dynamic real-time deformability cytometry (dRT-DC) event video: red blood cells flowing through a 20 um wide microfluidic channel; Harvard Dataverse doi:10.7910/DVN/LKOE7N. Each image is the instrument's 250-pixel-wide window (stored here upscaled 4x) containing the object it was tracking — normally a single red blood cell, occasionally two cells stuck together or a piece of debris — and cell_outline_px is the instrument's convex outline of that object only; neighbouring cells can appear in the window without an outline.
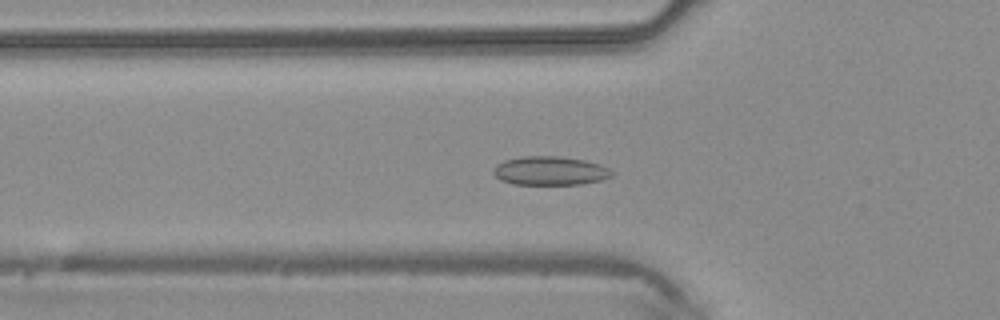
{"species": "common noctule bat (a hibernating species)", "species_latin": "Nyctalus noctula", "temperature_condition": "warm", "stored_images_in_passage": 46, "camera_frame_rate_fps": 3000, "um_per_image_px": 0.085, "animal": {"sex": "male", "body_mass_g": 20.4}, "frame": {"image": 1, "passage_image": 16, "time_ms": 5.0, "image_size_px": [1000, 320], "cell_outline_px": [[616, 172], [612, 176], [600, 180], [580, 184], [512, 184], [500, 180], [492, 172], [492, 168], [496, 164], [504, 160], [524, 156], [560, 156], [584, 160], [600, 164]], "centroid_in_image_um": [46.74, 14.51], "position_along_channel_um": 79.1, "area_um2": 20.0}}
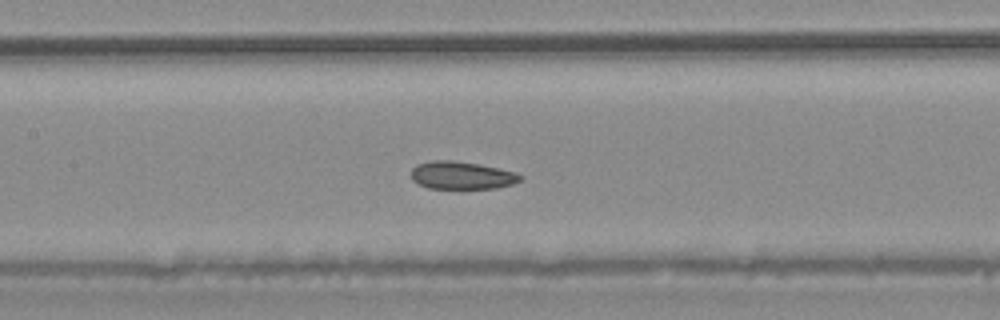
{"frame": {"image": 2, "passage_image": 22, "time_ms": 7.0, "image_size_px": [1000, 320], "cell_outline_px": [[524, 176], [520, 180], [512, 184], [496, 188], [428, 188], [412, 180], [412, 168], [416, 164], [432, 160], [452, 160], [480, 164], [516, 172]], "centroid_in_image_um": [39.25, 14.89], "position_along_channel_um": 168.1, "area_um2": 17.63}}
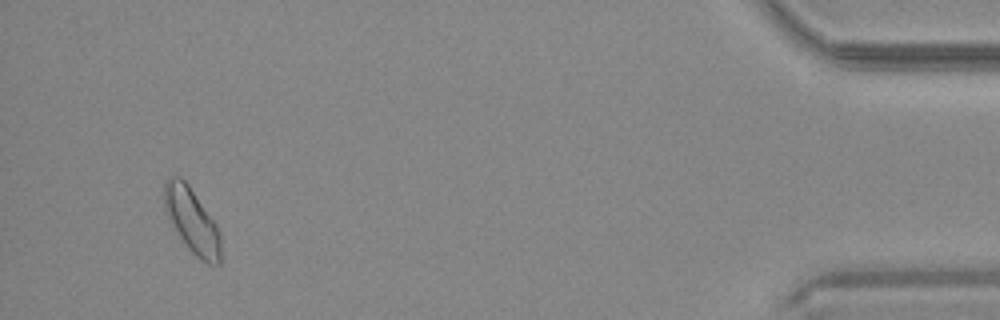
{"frame": {"image": 3, "passage_image": 44, "time_ms": 14.333, "image_size_px": [1000, 320], "cell_outline_px": [[220, 264], [208, 264], [200, 260], [188, 248], [180, 236], [168, 216], [164, 208], [164, 180], [172, 176], [180, 176], [188, 184], [216, 224], [220, 232]], "centroid_in_image_um": [16.31, 18.74], "position_along_channel_um": 418.9, "area_um2": 21.04}}